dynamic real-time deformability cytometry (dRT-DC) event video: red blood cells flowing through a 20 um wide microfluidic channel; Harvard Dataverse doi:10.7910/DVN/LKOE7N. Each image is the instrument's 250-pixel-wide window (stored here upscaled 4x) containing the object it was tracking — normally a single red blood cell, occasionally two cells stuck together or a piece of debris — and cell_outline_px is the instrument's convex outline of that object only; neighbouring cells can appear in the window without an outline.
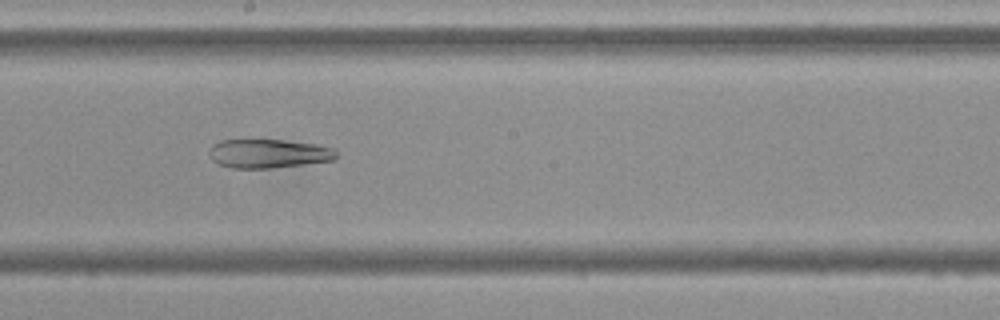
{"species": "Egyptian fruit bat (a non-hibernating species)", "species_latin": "Rousettus aegyptiacus", "temperature_condition": "cold", "stored_images_in_passage": 55, "camera_frame_rate_fps": 3000, "um_per_image_px": 0.085, "frame": {"image": 1, "passage_image": 30, "time_ms": 9.667, "image_size_px": [1000, 320], "cell_outline_px": [[336, 160], [272, 168], [232, 168], [216, 164], [212, 160], [208, 152], [212, 144], [220, 140], [280, 140], [320, 144], [336, 148]], "centroid_in_image_um": [22.83, 13.05], "position_along_channel_um": 225.4, "area_um2": 21.68}}
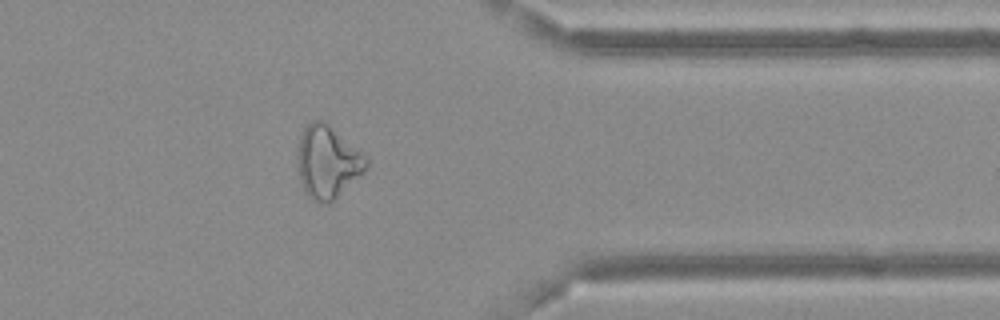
{"frame": {"image": 2, "passage_image": 44, "time_ms": 14.333, "image_size_px": [1000, 320], "cell_outline_px": [[368, 168], [364, 172], [328, 204], [320, 204], [312, 200], [304, 192], [300, 184], [296, 164], [296, 156], [300, 136], [304, 128], [312, 120], [324, 120], [360, 152], [368, 160]], "centroid_in_image_um": [27.78, 13.79], "position_along_channel_um": 383.6, "area_um2": 29.07}}
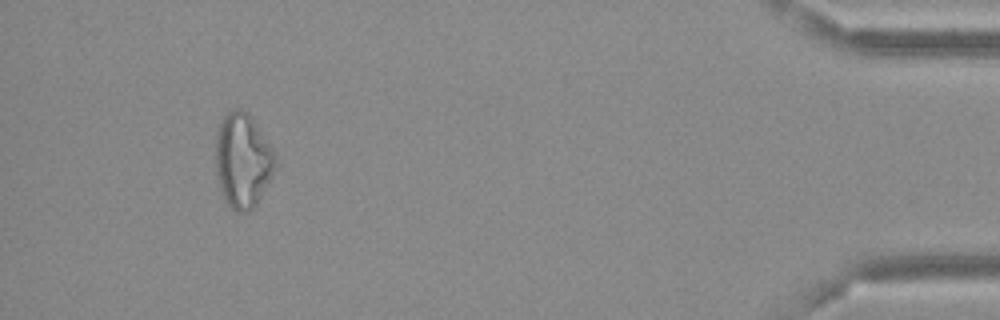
{"frame": {"image": 3, "passage_image": 51, "time_ms": 16.667, "image_size_px": [1000, 320], "cell_outline_px": [[276, 168], [256, 204], [248, 212], [236, 212], [224, 200], [216, 176], [216, 132], [224, 116], [228, 112], [236, 108], [240, 108], [248, 112], [276, 152]], "centroid_in_image_um": [20.64, 13.63], "position_along_channel_um": 414.6, "area_um2": 33.0}, "authors_computed_cell_mechanics": {"area_um2": 29.6514, "velocity_mm_per_s": 3.6565, "shape_relaxation_time_tau1_ms": null, "shape_relaxation_time_tau2_ms": 4.692, "deformation_change_tau1": null, "deformation_change_tau2": 0.1384}}